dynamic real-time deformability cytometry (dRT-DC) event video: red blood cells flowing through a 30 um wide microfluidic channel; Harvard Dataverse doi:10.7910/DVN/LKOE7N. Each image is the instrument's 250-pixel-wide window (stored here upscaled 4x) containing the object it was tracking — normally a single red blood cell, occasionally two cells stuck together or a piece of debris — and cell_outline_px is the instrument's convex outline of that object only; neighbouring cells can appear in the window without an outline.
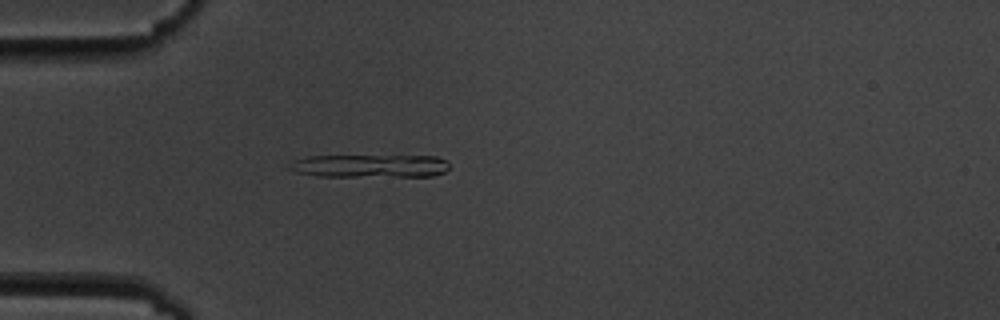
{"species": "common noctule bat (a hibernating species)", "species_latin": "Nyctalus noctula", "temperature_condition": "cold", "stored_images_in_passage": 2, "camera_frame_rate_fps": 3000, "um_per_image_px": 0.085, "animal": {"sex": "male", "body_mass_g": 19.5, "forearm_length_mm": 54.6}, "frame": {"image": 1, "passage_image": 2, "time_ms": 1.333, "image_size_px": [1000, 320], "cell_outline_px": [[448, 168], [444, 172], [432, 176], [320, 176], [296, 172], [288, 168], [292, 160], [308, 156], [436, 156], [448, 160]], "centroid_in_image_um": [31.45, 14.1], "position_along_channel_um": 53.5, "area_um2": 21.44}}